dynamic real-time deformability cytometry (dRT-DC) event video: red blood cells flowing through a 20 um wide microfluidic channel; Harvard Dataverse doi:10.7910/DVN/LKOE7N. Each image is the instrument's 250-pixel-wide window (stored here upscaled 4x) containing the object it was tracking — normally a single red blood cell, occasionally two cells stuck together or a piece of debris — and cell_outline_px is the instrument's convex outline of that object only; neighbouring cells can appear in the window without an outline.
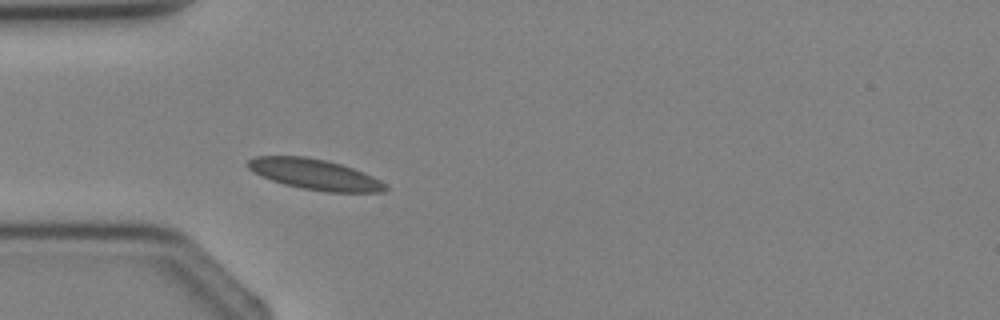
{"species": "Egyptian fruit bat (a non-hibernating species)", "species_latin": "Rousettus aegyptiacus", "temperature_condition": "cold", "stored_images_in_passage": 4, "camera_frame_rate_fps": 3000, "um_per_image_px": 0.085, "animal": {"sex": "female"}, "frame": {"image": 1, "passage_image": 4, "time_ms": 4.667, "image_size_px": [1000, 320], "cell_outline_px": [[388, 188], [384, 192], [328, 192], [300, 188], [284, 184], [272, 180], [252, 172], [244, 164], [248, 160], [256, 156], [304, 156], [324, 160], [340, 164], [364, 172], [380, 180]], "centroid_in_image_um": [26.72, 14.82], "position_along_channel_um": 58.3, "area_um2": 24.45}}